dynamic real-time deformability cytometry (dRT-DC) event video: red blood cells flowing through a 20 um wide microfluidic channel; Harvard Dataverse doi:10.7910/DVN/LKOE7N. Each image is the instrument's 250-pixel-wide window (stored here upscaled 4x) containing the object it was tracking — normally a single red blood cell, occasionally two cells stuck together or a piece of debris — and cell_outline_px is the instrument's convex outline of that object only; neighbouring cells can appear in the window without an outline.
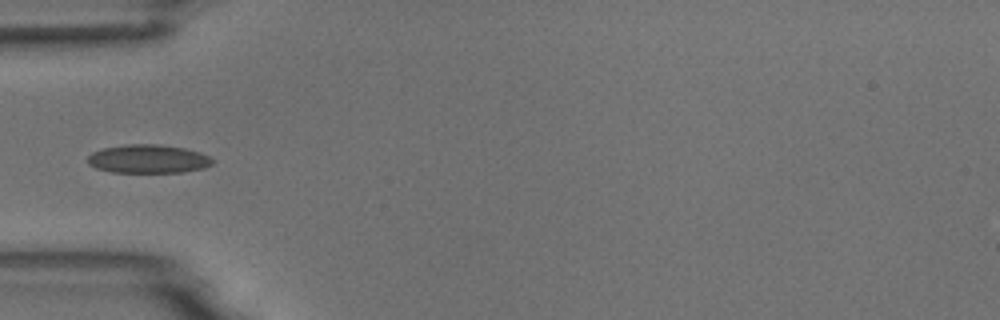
{"species": "common noctule bat (a hibernating species)", "species_latin": "Nyctalus noctula", "temperature_condition": "room temperature", "stored_images_in_passage": 38, "camera_frame_rate_fps": 3000, "um_per_image_px": 0.085, "animal": {"sex": "male", "body_mass_g": 18.8}, "frame": {"image": 1, "passage_image": 1, "time_ms": 0.0, "image_size_px": [1000, 320], "cell_outline_px": [[216, 160], [212, 164], [204, 168], [180, 172], [112, 172], [96, 168], [88, 164], [88, 156], [92, 152], [104, 148], [128, 144], [160, 144], [184, 148], [200, 152]], "centroid_in_image_um": [12.61, 13.5], "position_along_channel_um": 72.4, "area_um2": 20.75}}
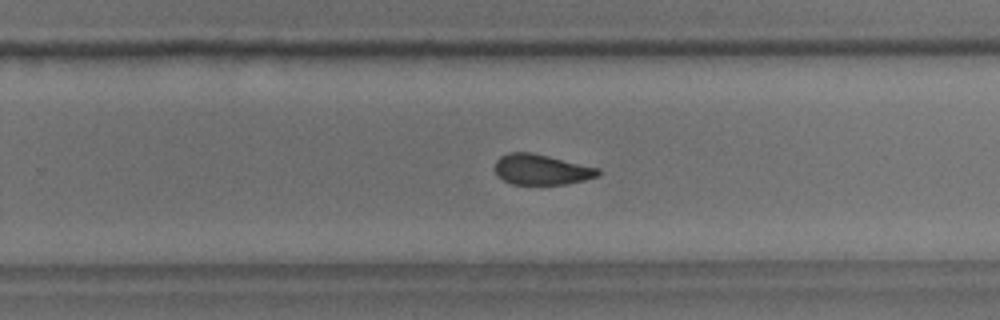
{"frame": {"image": 2, "passage_image": 18, "time_ms": 5.667, "image_size_px": [1000, 320], "cell_outline_px": [[600, 172], [596, 176], [584, 180], [564, 184], [512, 184], [496, 176], [496, 160], [500, 156], [508, 152], [532, 152], [600, 168]], "centroid_in_image_um": [46.0, 14.4], "position_along_channel_um": 283.8, "area_um2": 18.26}}
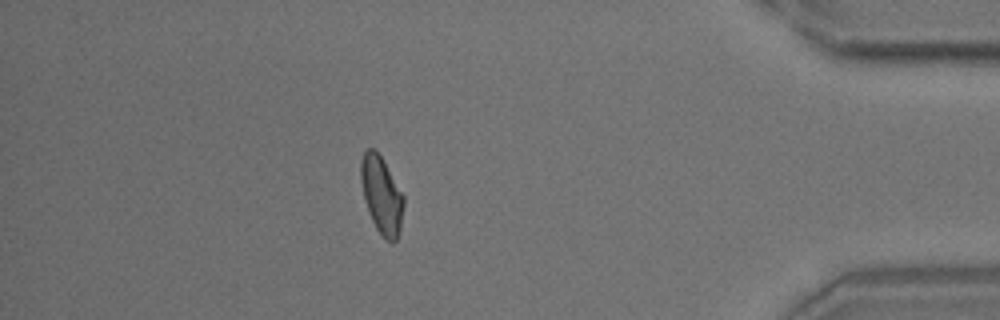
{"frame": {"image": 3, "passage_image": 31, "time_ms": 10.0, "image_size_px": [1000, 320], "cell_outline_px": [[404, 204], [400, 232], [396, 240], [392, 244], [384, 240], [376, 228], [368, 212], [364, 200], [360, 180], [360, 160], [364, 152], [368, 148], [372, 148], [380, 156], [404, 196]], "centroid_in_image_um": [32.42, 16.64], "position_along_channel_um": 402.8, "area_um2": 19.36}, "authors_computed_cell_mechanics": {"area_um2": 19.4208, "velocity_mm_per_s": 3.714, "shape_relaxation_time_tau1_ms": 7.7995, "shape_relaxation_time_tau2_ms": 2.7542, "deformation_change_tau1": 0.158, "deformation_change_tau2": 0.0679}}